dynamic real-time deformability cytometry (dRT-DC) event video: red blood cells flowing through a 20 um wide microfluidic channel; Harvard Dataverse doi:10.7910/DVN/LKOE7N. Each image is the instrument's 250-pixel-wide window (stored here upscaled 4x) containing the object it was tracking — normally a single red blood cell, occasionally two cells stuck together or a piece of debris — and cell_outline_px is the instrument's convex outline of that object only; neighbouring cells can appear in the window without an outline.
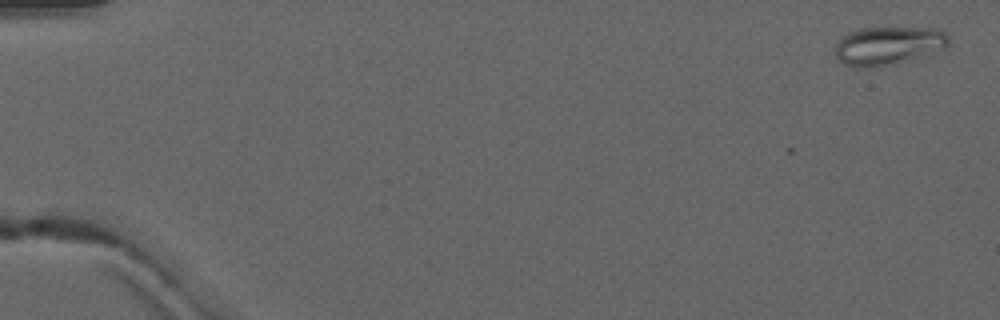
{"species": "common noctule bat (a hibernating species)", "species_latin": "Nyctalus noctula", "temperature_condition": "warm", "stored_images_in_passage": 5, "camera_frame_rate_fps": 3000, "um_per_image_px": 0.085, "animal": {"sex": "male", "forearm_length_mm": 52.5}, "frame": {"image": 1, "passage_image": 1, "time_ms": 0.0, "image_size_px": [1000, 320], "cell_outline_px": [[948, 44], [944, 48], [896, 64], [868, 68], [856, 68], [844, 64], [836, 60], [836, 44], [840, 36], [856, 28], [936, 28], [944, 32], [948, 36]], "centroid_in_image_um": [75.42, 3.88], "position_along_channel_um": 9.6, "area_um2": 25.55}}